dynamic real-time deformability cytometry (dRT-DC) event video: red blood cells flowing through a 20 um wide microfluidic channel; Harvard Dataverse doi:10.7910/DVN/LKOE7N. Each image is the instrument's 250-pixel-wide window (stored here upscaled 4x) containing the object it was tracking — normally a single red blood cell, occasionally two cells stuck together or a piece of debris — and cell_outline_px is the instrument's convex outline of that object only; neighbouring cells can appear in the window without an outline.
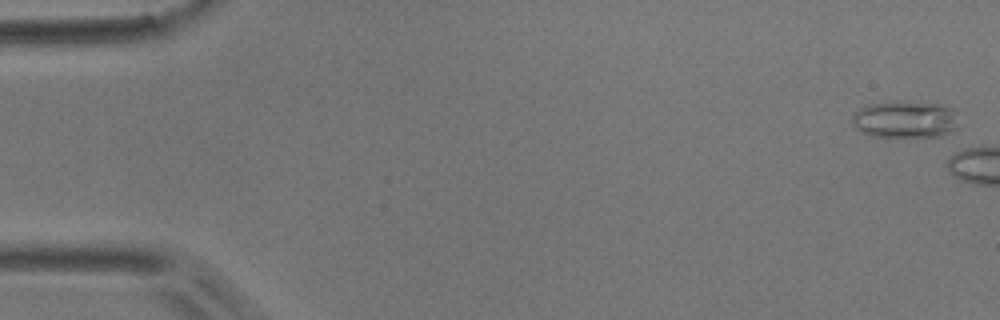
{"species": "common noctule bat (a hibernating species)", "species_latin": "Nyctalus noctula", "temperature_condition": "room temperature", "stored_images_in_passage": 3, "camera_frame_rate_fps": 3000, "um_per_image_px": 0.085, "animal": {"sex": "male", "body_mass_g": 17.9}, "frame": {"image": 1, "passage_image": 1, "time_ms": 0.0, "image_size_px": [1000, 320], "cell_outline_px": [[956, 128], [940, 136], [872, 136], [860, 132], [852, 124], [852, 116], [860, 108], [868, 104], [896, 100], [944, 104], [952, 108]], "centroid_in_image_um": [76.87, 10.12], "position_along_channel_um": 8.1, "area_um2": 22.95}}